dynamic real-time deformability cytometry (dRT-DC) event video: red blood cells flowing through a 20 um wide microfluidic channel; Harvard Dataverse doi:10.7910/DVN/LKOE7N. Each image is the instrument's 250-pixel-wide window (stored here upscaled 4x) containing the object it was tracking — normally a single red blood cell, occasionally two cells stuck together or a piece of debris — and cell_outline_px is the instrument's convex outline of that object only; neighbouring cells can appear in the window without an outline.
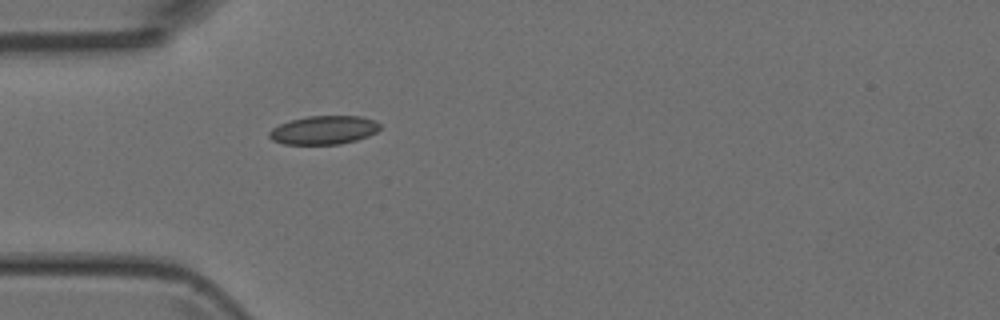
{"species": "Egyptian fruit bat (a non-hibernating species)", "species_latin": "Rousettus aegyptiacus", "temperature_condition": "room temperature", "stored_images_in_passage": 4, "camera_frame_rate_fps": 3000, "um_per_image_px": 0.085, "animal": {"sex": "female"}, "frame": {"image": 1, "passage_image": 4, "time_ms": 3.333, "image_size_px": [1000, 320], "cell_outline_px": [[380, 128], [376, 132], [368, 136], [356, 140], [340, 144], [284, 144], [272, 140], [268, 136], [268, 132], [272, 128], [280, 124], [292, 120], [308, 116], [360, 116], [376, 120], [380, 124]], "centroid_in_image_um": [27.53, 11.05], "position_along_channel_um": 57.5, "area_um2": 18.44}}